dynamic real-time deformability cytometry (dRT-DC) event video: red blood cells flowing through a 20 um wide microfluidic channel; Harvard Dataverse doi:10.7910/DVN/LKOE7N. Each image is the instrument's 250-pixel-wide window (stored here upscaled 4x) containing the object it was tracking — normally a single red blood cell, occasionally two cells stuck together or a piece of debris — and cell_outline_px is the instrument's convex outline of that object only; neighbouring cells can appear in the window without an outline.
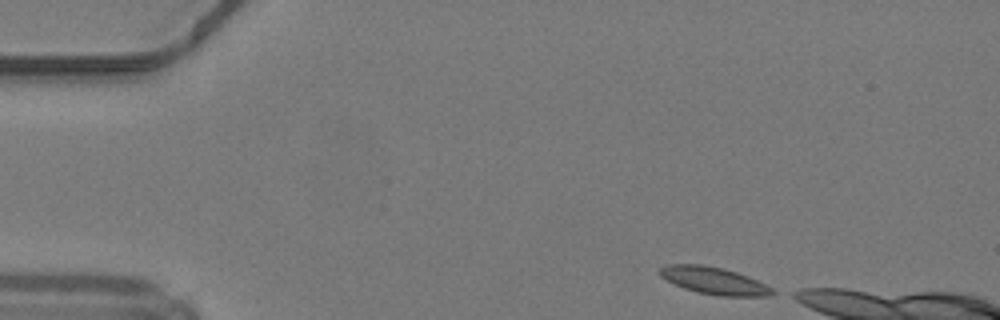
{"species": "common noctule bat (a hibernating species)", "species_latin": "Nyctalus noctula", "temperature_condition": "warm", "stored_images_in_passage": 13, "camera_frame_rate_fps": 3000, "um_per_image_px": 0.085, "animal": {"sex": "male", "body_mass_g": 19.2, "forearm_length_mm": 51.8}, "frame": {"image": 1, "passage_image": 1, "time_ms": 0.0, "image_size_px": [1000, 320], "cell_outline_px": [[780, 292], [772, 296], [720, 296], [696, 292], [684, 288], [660, 276], [660, 268], [668, 264], [700, 264], [720, 268], [736, 272], [748, 276]], "centroid_in_image_um": [60.75, 23.87], "position_along_channel_um": 24.3, "area_um2": 17.74}}
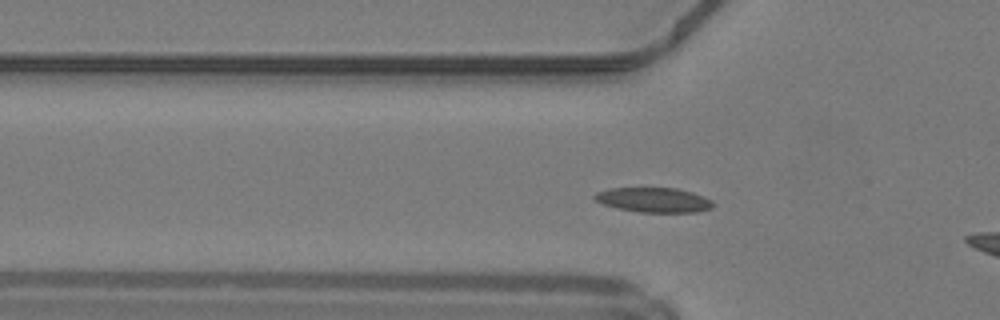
{"frame": {"image": 2, "passage_image": 10, "time_ms": 3.0, "image_size_px": [1000, 320], "cell_outline_px": [[716, 204], [712, 208], [700, 212], [640, 212], [616, 208], [604, 204], [596, 200], [592, 196], [596, 192], [608, 188], [676, 188], [692, 192], [704, 196], [712, 200]], "centroid_in_image_um": [55.6, 16.99], "position_along_channel_um": 70.2, "area_um2": 17.22}}